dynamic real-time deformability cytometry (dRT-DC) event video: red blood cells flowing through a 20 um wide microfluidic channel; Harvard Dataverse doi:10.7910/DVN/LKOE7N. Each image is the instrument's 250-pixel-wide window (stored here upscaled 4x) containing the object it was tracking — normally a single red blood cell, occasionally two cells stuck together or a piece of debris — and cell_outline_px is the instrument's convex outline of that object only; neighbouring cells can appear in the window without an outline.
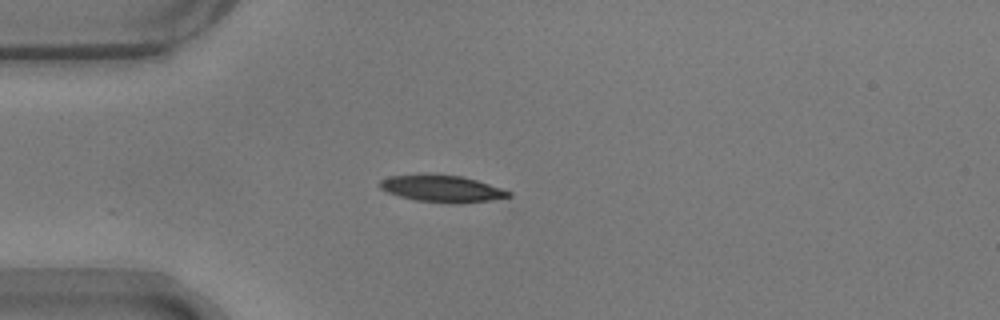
{"species": "common noctule bat (a hibernating species)", "species_latin": "Nyctalus noctula", "temperature_condition": "warm", "stored_images_in_passage": 23, "camera_frame_rate_fps": 3000, "um_per_image_px": 0.085, "animal": {"sex": "male", "body_mass_g": 17.9}, "frame": {"image": 1, "passage_image": 1, "time_ms": 0.0, "image_size_px": [1000, 320], "cell_outline_px": [[512, 196], [488, 200], [460, 204], [452, 204], [416, 200], [400, 196], [388, 192], [380, 188], [376, 184], [380, 180], [388, 176], [460, 176], [476, 180], [512, 192]], "centroid_in_image_um": [37.57, 16.07], "position_along_channel_um": 47.4, "area_um2": 19.54}}
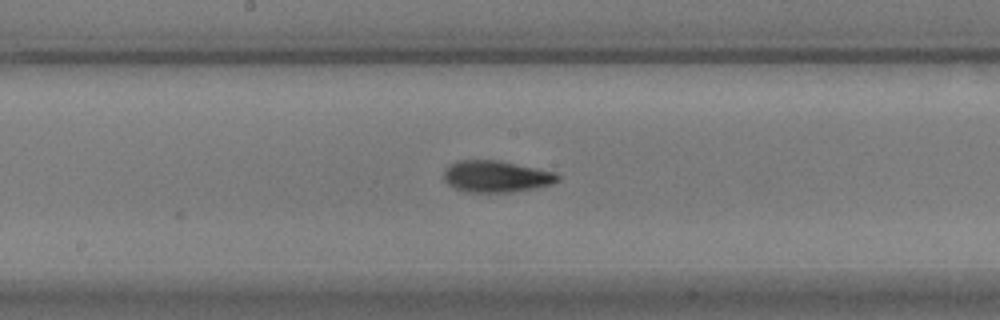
{"frame": {"image": 2, "passage_image": 15, "time_ms": 4.667, "image_size_px": [1000, 320], "cell_outline_px": [[560, 180], [552, 184], [536, 188], [508, 192], [468, 192], [456, 188], [448, 184], [444, 180], [444, 168], [448, 164], [456, 160], [500, 160], [556, 172], [560, 176]], "centroid_in_image_um": [42.18, 14.98], "position_along_channel_um": 206.0, "area_um2": 21.21}}
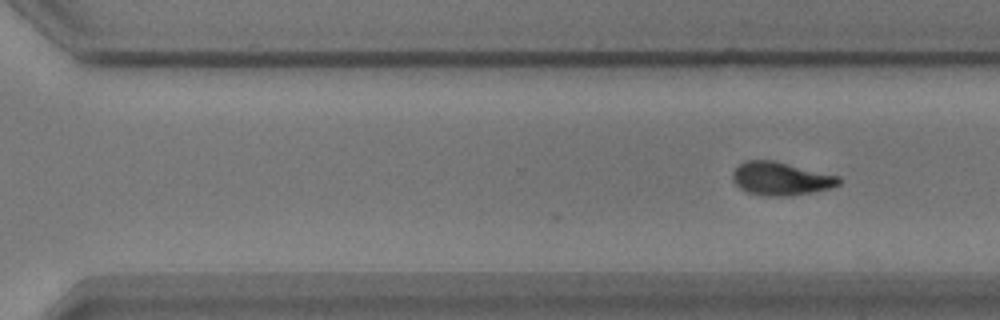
{"frame": {"image": 3, "passage_image": 23, "time_ms": 7.333, "image_size_px": [1000, 320], "cell_outline_px": [[840, 184], [828, 188], [812, 192], [788, 196], [768, 196], [748, 192], [740, 188], [732, 180], [732, 172], [744, 160], [772, 160], [840, 176]], "centroid_in_image_um": [66.35, 15.18], "position_along_channel_um": 304.3, "area_um2": 20.4}}